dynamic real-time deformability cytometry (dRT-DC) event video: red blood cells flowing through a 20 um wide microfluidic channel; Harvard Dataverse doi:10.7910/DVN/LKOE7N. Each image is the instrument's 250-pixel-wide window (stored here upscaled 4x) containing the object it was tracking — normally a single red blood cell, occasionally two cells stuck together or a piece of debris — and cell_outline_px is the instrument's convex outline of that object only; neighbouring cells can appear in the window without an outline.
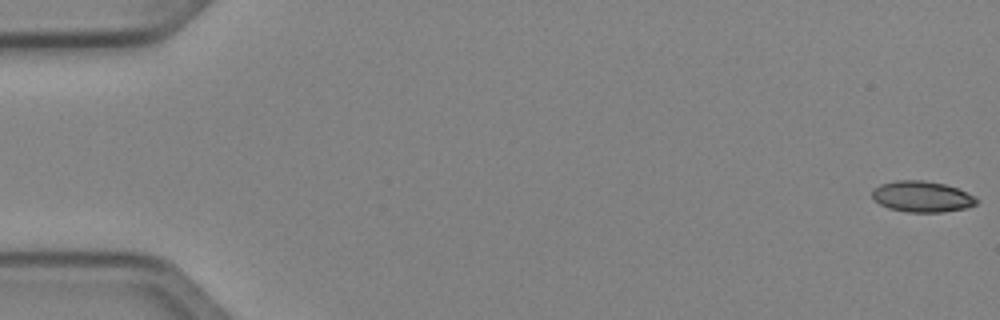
{"species": "Egyptian fruit bat (a non-hibernating species)", "species_latin": "Rousettus aegyptiacus", "temperature_condition": "cold", "stored_images_in_passage": 51, "camera_frame_rate_fps": 3000, "um_per_image_px": 0.085, "animal": {"sex": "female"}, "frame": {"image": 1, "passage_image": 1, "time_ms": 0.0, "image_size_px": [1000, 320], "cell_outline_px": [[980, 200], [976, 204], [964, 208], [940, 212], [908, 212], [888, 208], [880, 204], [872, 196], [872, 188], [880, 184], [896, 180], [924, 180], [944, 184], [956, 188], [976, 196]], "centroid_in_image_um": [78.36, 16.7], "position_along_channel_um": 6.6, "area_um2": 18.84}}
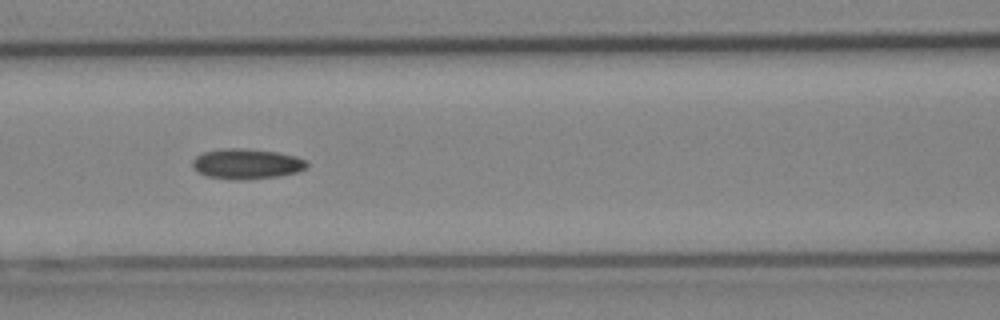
{"frame": {"image": 2, "passage_image": 23, "time_ms": 7.333, "image_size_px": [1000, 320], "cell_outline_px": [[308, 164], [304, 168], [296, 172], [276, 176], [236, 180], [208, 176], [196, 172], [192, 168], [192, 160], [196, 156], [204, 152], [220, 148], [244, 148], [280, 152], [296, 156], [308, 160]], "centroid_in_image_um": [20.93, 13.91], "position_along_channel_um": 145.7, "area_um2": 20.23}}
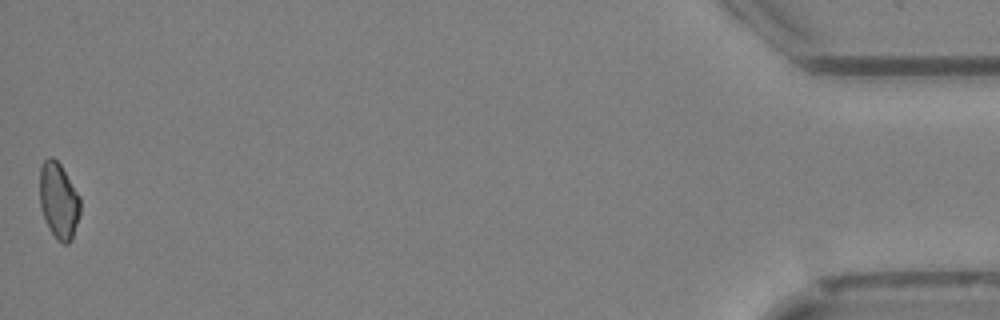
{"frame": {"image": 3, "passage_image": 51, "time_ms": 16.667, "image_size_px": [1000, 320], "cell_outline_px": [[80, 212], [72, 240], [68, 244], [64, 244], [56, 240], [40, 208], [40, 168], [44, 160], [48, 156], [52, 156], [60, 164], [80, 196]], "centroid_in_image_um": [4.99, 17.05], "position_along_channel_um": 430.2, "area_um2": 17.92}}